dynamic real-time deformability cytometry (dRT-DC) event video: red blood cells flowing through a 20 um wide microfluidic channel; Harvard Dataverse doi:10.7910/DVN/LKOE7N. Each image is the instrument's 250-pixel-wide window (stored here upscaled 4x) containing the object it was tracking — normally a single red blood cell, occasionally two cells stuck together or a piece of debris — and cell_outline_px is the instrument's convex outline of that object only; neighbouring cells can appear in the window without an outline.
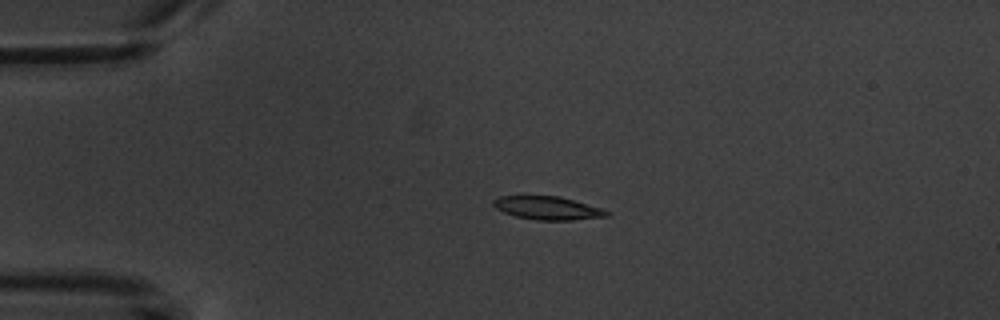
{"species": "common noctule bat (a hibernating species)", "species_latin": "Nyctalus noctula", "temperature_condition": "warm", "stored_images_in_passage": 4, "camera_frame_rate_fps": 3000, "um_per_image_px": 0.085, "animal": {"sex": "male", "body_mass_g": 20.1, "forearm_length_mm": 53.5}, "frame": {"image": 1, "passage_image": 3, "time_ms": 2.333, "image_size_px": [1000, 320], "cell_outline_px": [[608, 216], [572, 220], [536, 220], [516, 216], [504, 212], [496, 208], [492, 204], [492, 200], [500, 196], [560, 196], [600, 208], [608, 212]], "centroid_in_image_um": [46.5, 17.68], "position_along_channel_um": 38.5, "area_um2": 15.14}}
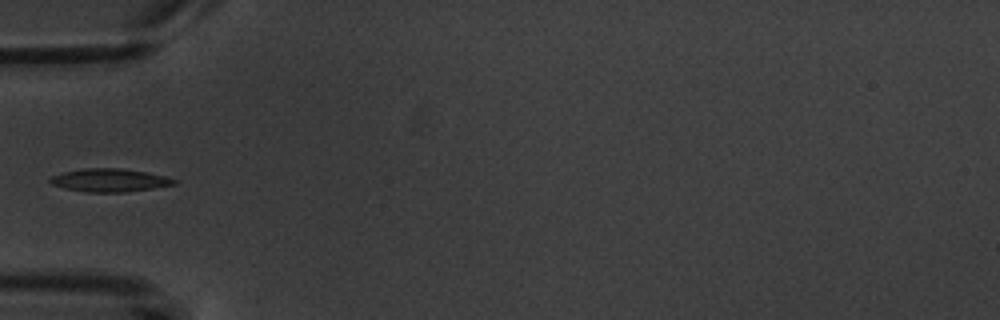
{"frame": {"image": 2, "passage_image": 4, "time_ms": 4.333, "image_size_px": [1000, 320], "cell_outline_px": [[176, 184], [152, 188], [124, 192], [88, 192], [64, 188], [52, 184], [48, 180], [52, 176], [64, 172], [84, 168], [120, 168], [144, 172], [164, 176], [176, 180]], "centroid_in_image_um": [9.28, 15.32], "position_along_channel_um": 75.7, "area_um2": 16.42}}